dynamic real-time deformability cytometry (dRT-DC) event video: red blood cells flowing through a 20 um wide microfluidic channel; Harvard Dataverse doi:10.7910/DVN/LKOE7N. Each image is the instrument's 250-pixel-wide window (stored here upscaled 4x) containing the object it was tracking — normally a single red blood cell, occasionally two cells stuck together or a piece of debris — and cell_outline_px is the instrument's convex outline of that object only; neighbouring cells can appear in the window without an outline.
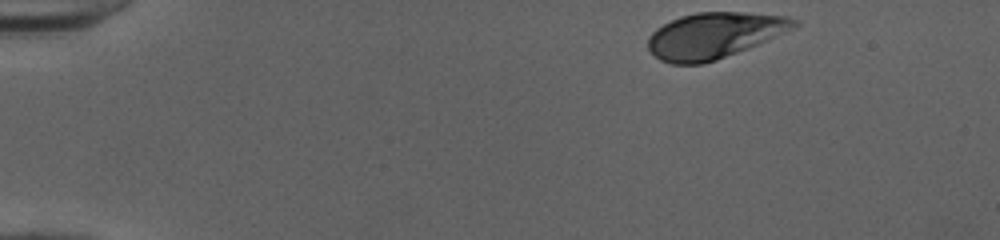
{"species": "human", "species_latin": "Homo sapiens", "temperature_condition": "cold", "stored_images_in_passage": 41, "camera_frame_rate_fps": 3000, "um_per_image_px": 0.085, "donor": {"sex": "female"}, "frame": {"image": 1, "passage_image": 1, "time_ms": 0.0, "image_size_px": [1000, 240], "cell_outline_px": [[800, 24], [792, 28], [748, 48], [716, 60], [704, 64], [672, 64], [660, 60], [648, 48], [648, 36], [656, 28], [680, 16], [696, 12], [744, 12], [788, 16], [800, 20]], "centroid_in_image_um": [60.69, 3.0], "position_along_channel_um": 24.3, "area_um2": 38.84}}
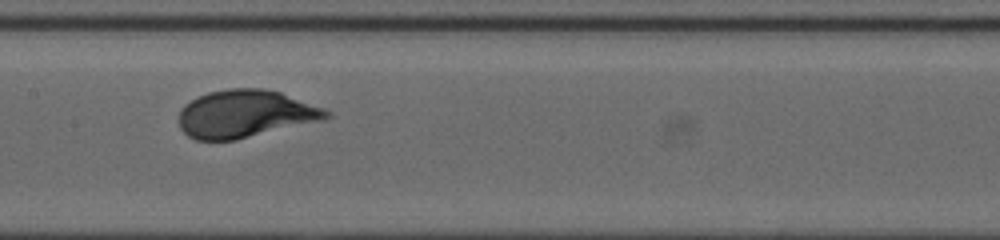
{"frame": {"image": 2, "passage_image": 21, "time_ms": 6.667, "image_size_px": [1000, 240], "cell_outline_px": [[332, 116], [324, 120], [236, 140], [196, 140], [188, 136], [180, 128], [176, 120], [180, 108], [184, 104], [196, 96], [208, 92], [228, 88], [264, 88], [280, 92], [324, 108], [332, 112]], "centroid_in_image_um": [20.82, 9.67], "position_along_channel_um": 186.6, "area_um2": 41.5}}
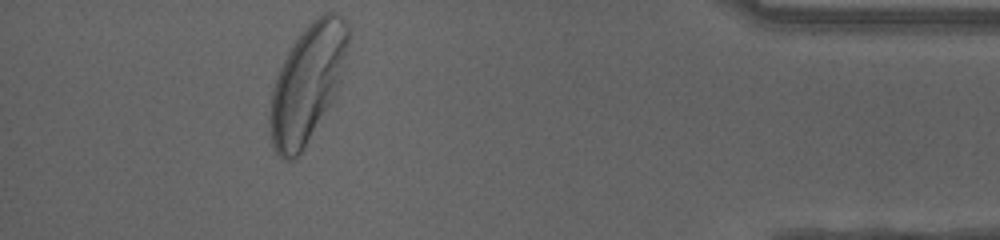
{"frame": {"image": 3, "passage_image": 41, "time_ms": 13.333, "image_size_px": [1000, 240], "cell_outline_px": [[348, 44], [340, 80], [336, 96], [304, 148], [292, 160], [284, 160], [272, 148], [268, 116], [272, 92], [276, 76], [292, 44], [324, 12], [336, 12], [348, 24]], "centroid_in_image_um": [26.11, 7.15], "position_along_channel_um": 409.1, "area_um2": 52.66}, "authors_computed_cell_mechanics": {"area_um2": 40.2288, "velocity_mm_per_s": 3.9749, "shape_relaxation_time_tau1_ms": 1.9976, "shape_relaxation_time_tau2_ms": null, "deformation_change_tau1": 0.1506, "deformation_change_tau2": null}}